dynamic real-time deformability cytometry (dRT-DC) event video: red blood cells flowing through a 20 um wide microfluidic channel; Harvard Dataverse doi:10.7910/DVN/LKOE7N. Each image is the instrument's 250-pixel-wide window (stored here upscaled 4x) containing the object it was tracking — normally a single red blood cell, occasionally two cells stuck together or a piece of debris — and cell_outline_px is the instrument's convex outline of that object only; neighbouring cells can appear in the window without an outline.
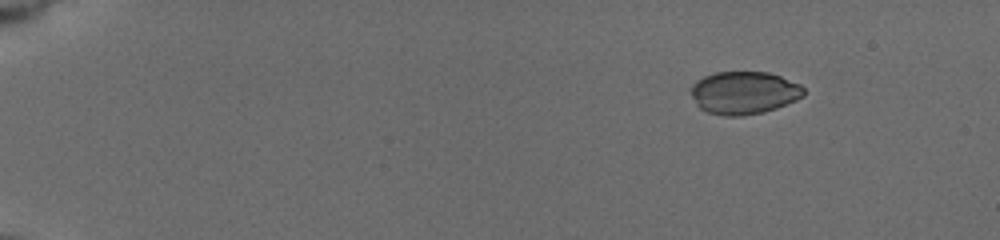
{"species": "common noctule bat (a hibernating species)", "species_latin": "Nyctalus noctula", "temperature_condition": "cold", "stored_images_in_passage": 8, "camera_frame_rate_fps": 3000, "um_per_image_px": 0.085, "animal": {"sex": "female", "body_mass_g": 19.5, "forearm_length_mm": 54.1}, "frame": {"image": 1, "passage_image": 1, "time_ms": 0.0, "image_size_px": [1000, 240], "cell_outline_px": [[804, 96], [796, 100], [776, 108], [764, 112], [740, 116], [724, 116], [708, 112], [700, 108], [696, 104], [692, 96], [692, 84], [696, 80], [704, 76], [716, 72], [768, 72], [780, 76], [800, 84], [804, 88]], "centroid_in_image_um": [63.24, 7.88], "position_along_channel_um": 21.8, "area_um2": 28.09}}